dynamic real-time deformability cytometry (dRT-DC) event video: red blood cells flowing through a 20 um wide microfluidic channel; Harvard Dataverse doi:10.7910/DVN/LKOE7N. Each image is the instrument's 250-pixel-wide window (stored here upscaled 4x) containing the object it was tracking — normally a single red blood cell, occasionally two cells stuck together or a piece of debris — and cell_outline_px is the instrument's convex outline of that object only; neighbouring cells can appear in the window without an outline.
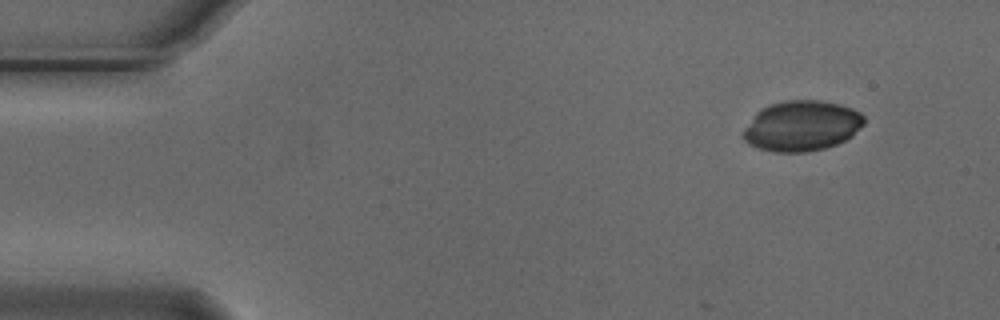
{"species": "Egyptian fruit bat (a non-hibernating species)", "species_latin": "Rousettus aegyptiacus", "temperature_condition": "cold", "stored_images_in_passage": 4, "camera_frame_rate_fps": 3000, "um_per_image_px": 0.085, "animal": {"sex": "male"}, "frame": {"image": 1, "passage_image": 1, "time_ms": 0.0, "image_size_px": [1000, 320], "cell_outline_px": [[864, 124], [852, 136], [836, 144], [824, 148], [808, 152], [772, 152], [748, 144], [744, 140], [744, 128], [756, 112], [760, 108], [784, 100], [820, 100], [840, 104], [852, 108], [860, 112], [864, 116]], "centroid_in_image_um": [68.15, 10.69], "position_along_channel_um": 16.8, "area_um2": 35.55}}